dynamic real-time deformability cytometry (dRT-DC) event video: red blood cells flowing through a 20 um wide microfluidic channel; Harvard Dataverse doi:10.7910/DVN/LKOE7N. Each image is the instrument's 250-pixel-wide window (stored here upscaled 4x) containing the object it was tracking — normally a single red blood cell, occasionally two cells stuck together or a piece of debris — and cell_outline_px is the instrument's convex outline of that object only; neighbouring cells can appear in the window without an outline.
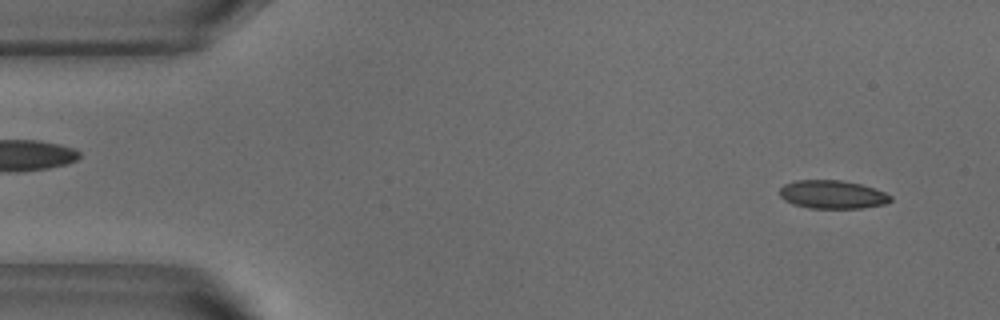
{"species": "common noctule bat (a hibernating species)", "species_latin": "Nyctalus noctula", "temperature_condition": "warm", "stored_images_in_passage": 49, "camera_frame_rate_fps": 3000, "um_per_image_px": 0.085, "animal": {"sex": "male", "body_mass_g": 18.8}, "frame": {"image": 1, "passage_image": 3, "time_ms": 0.667, "image_size_px": [1000, 320], "cell_outline_px": [[892, 200], [884, 204], [860, 208], [808, 208], [792, 204], [784, 200], [780, 196], [780, 188], [784, 184], [796, 180], [840, 180], [860, 184], [884, 192], [892, 196]], "centroid_in_image_um": [70.72, 16.53], "position_along_channel_um": 14.3, "area_um2": 18.26}}
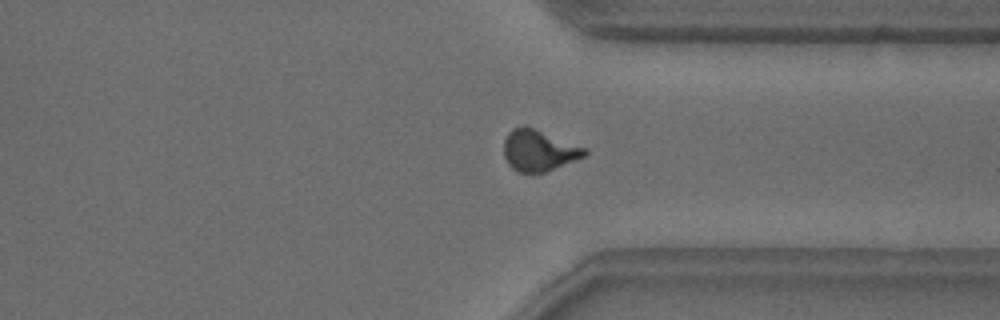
{"frame": {"image": 2, "passage_image": 38, "time_ms": 12.333, "image_size_px": [1000, 320], "cell_outline_px": [[588, 152], [584, 156], [544, 172], [516, 172], [508, 164], [504, 156], [504, 140], [508, 132], [512, 128], [520, 124], [524, 124], [588, 148]], "centroid_in_image_um": [45.77, 12.75], "position_along_channel_um": 365.6, "area_um2": 19.54}}
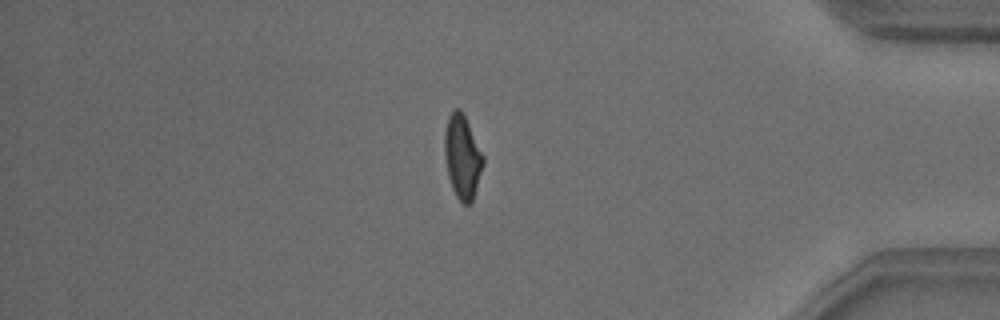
{"frame": {"image": 3, "passage_image": 43, "time_ms": 14.0, "image_size_px": [1000, 320], "cell_outline_px": [[484, 164], [472, 204], [464, 204], [456, 196], [452, 188], [448, 176], [444, 152], [444, 132], [448, 116], [456, 108], [460, 108], [464, 112], [484, 156]], "centroid_in_image_um": [39.31, 13.31], "position_along_channel_um": 395.9, "area_um2": 19.13}}